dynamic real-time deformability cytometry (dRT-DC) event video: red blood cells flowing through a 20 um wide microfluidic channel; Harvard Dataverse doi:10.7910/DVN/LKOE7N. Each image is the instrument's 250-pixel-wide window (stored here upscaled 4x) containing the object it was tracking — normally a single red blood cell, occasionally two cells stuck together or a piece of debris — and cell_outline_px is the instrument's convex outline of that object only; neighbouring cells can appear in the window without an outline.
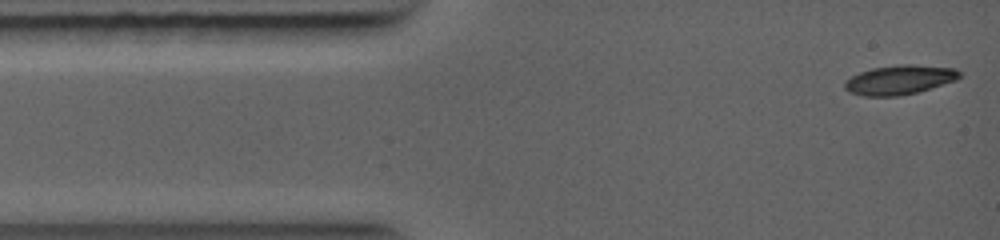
{"species": "common noctule bat (a hibernating species)", "species_latin": "Nyctalus noctula", "temperature_condition": "warm", "stored_images_in_passage": 4, "camera_frame_rate_fps": 5000, "um_per_image_px": 0.085, "animal": {"sex": "female", "body_mass_g": 19.0, "forearm_length_mm": 56.7}, "frame": {"image": 1, "passage_image": 1, "time_ms": 0.0, "image_size_px": [1000, 240], "cell_outline_px": [[964, 72], [956, 80], [916, 92], [896, 96], [864, 96], [848, 92], [844, 88], [844, 80], [860, 72], [872, 68], [900, 64], [912, 64], [952, 68]], "centroid_in_image_um": [76.43, 6.78], "position_along_channel_um": 8.6, "area_um2": 19.59}}